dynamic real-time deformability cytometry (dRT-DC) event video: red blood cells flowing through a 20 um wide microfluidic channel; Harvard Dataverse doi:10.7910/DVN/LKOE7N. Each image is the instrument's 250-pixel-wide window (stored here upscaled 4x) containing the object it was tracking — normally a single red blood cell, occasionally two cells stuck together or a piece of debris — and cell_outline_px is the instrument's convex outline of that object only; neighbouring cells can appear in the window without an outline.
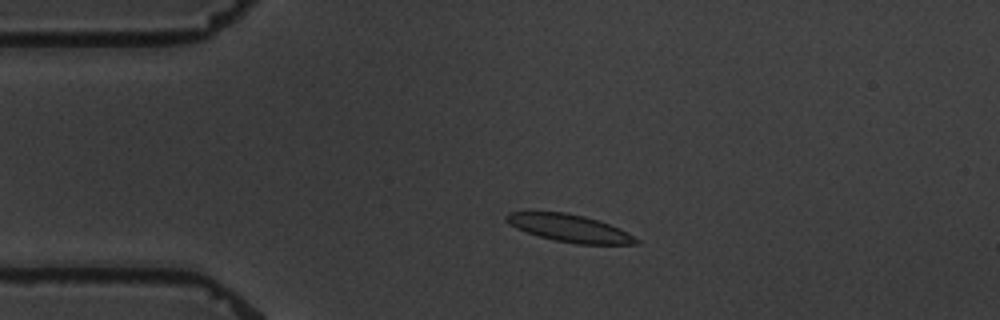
{"species": "common noctule bat (a hibernating species)", "species_latin": "Nyctalus noctula", "temperature_condition": "warm", "stored_images_in_passage": 4, "camera_frame_rate_fps": 3000, "um_per_image_px": 0.085, "animal": {"sex": "male", "body_mass_g": 19.5, "forearm_length_mm": 54.6}, "frame": {"image": 1, "passage_image": 3, "time_ms": 2.333, "image_size_px": [1000, 320], "cell_outline_px": [[640, 244], [576, 244], [556, 240], [540, 236], [516, 228], [508, 224], [504, 220], [504, 216], [508, 212], [564, 212], [584, 216], [620, 228], [640, 240]], "centroid_in_image_um": [48.4, 19.39], "position_along_channel_um": 36.6, "area_um2": 20.58}}